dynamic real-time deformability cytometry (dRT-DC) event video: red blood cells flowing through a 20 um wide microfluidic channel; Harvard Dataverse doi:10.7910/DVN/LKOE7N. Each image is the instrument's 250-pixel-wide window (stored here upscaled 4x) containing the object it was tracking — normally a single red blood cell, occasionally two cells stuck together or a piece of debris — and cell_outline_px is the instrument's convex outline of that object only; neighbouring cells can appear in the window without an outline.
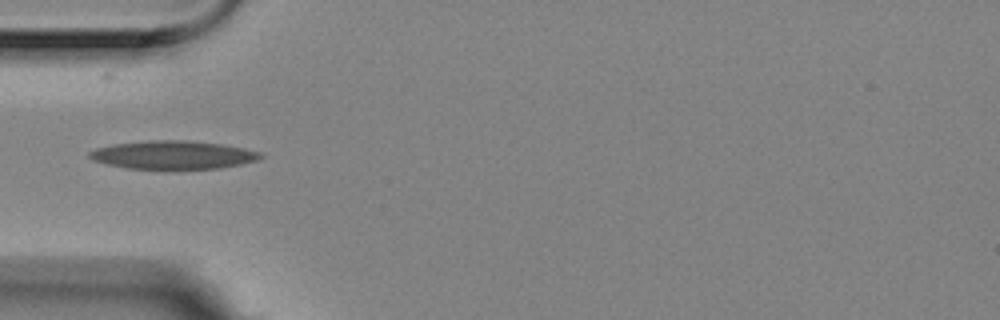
{"species": "Egyptian fruit bat (a non-hibernating species)", "species_latin": "Rousettus aegyptiacus", "temperature_condition": "room temperature", "stored_images_in_passage": 7, "camera_frame_rate_fps": 3000, "um_per_image_px": 0.085, "animal": {"sex": "female"}, "frame": {"image": 1, "passage_image": 4, "time_ms": 1.0, "image_size_px": [1000, 320], "cell_outline_px": [[264, 156], [260, 160], [220, 168], [128, 168], [108, 164], [92, 160], [88, 156], [88, 152], [96, 148], [112, 144], [148, 140], [188, 140], [220, 144], [244, 148], [264, 152]], "centroid_in_image_um": [14.74, 13.15], "position_along_channel_um": 70.3, "area_um2": 28.15}}
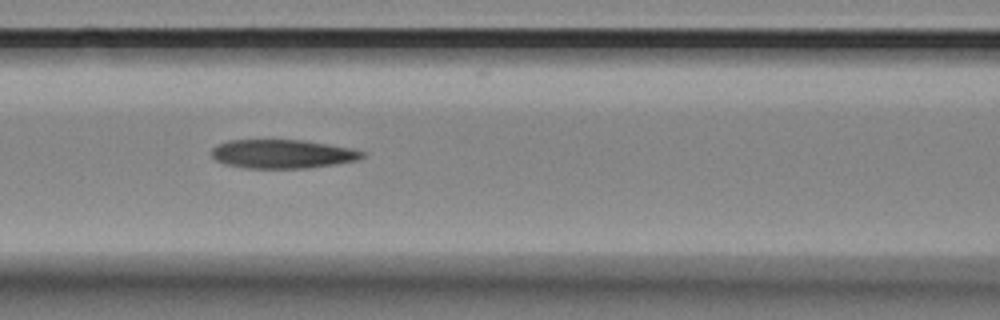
{"frame": {"image": 2, "passage_image": 6, "time_ms": 1.667, "image_size_px": [1000, 320], "cell_outline_px": [[364, 156], [356, 160], [336, 164], [308, 168], [248, 168], [224, 164], [216, 160], [212, 156], [212, 148], [216, 144], [228, 140], [304, 140], [352, 148], [364, 152]], "centroid_in_image_um": [23.99, 13.08], "position_along_channel_um": 142.6, "area_um2": 25.32}}
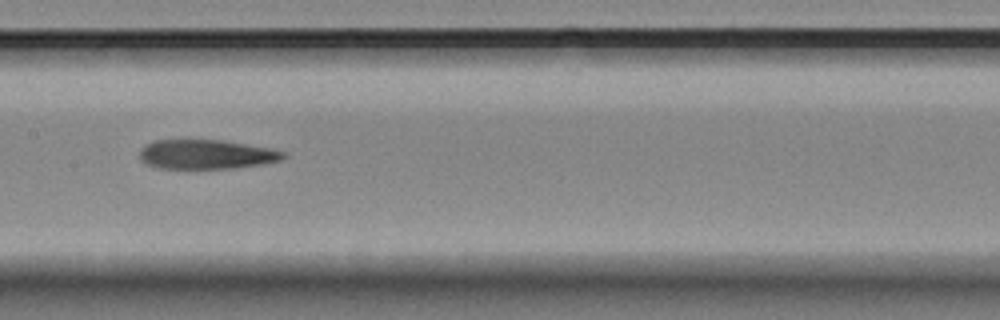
{"frame": {"image": 3, "passage_image": 7, "time_ms": 2.0, "image_size_px": [1000, 320], "cell_outline_px": [[288, 156], [280, 160], [260, 164], [236, 168], [160, 168], [144, 164], [140, 160], [140, 148], [152, 140], [224, 140], [268, 148], [284, 152]], "centroid_in_image_um": [17.49, 13.12], "position_along_channel_um": 189.9, "area_um2": 24.57}}